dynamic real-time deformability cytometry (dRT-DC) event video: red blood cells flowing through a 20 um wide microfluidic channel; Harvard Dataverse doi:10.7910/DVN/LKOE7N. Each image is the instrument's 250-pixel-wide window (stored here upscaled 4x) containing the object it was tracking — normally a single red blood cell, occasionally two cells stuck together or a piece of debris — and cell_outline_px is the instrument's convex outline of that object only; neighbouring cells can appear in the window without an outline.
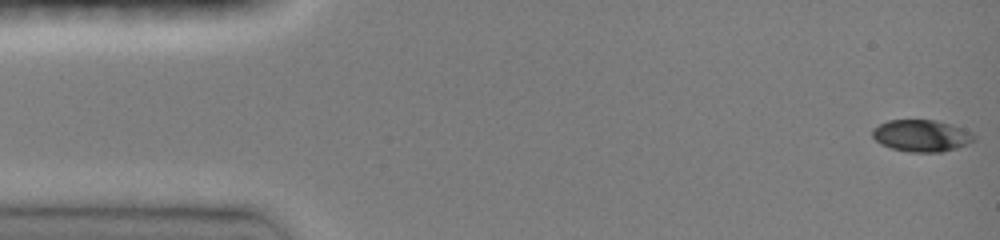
{"species": "common noctule bat (a hibernating species)", "species_latin": "Nyctalus noctula", "temperature_condition": "room temperature", "stored_images_in_passage": 48, "camera_frame_rate_fps": 3000, "um_per_image_px": 0.085, "animal": {"sex": "female", "body_mass_g": 19.0, "forearm_length_mm": 51.5}, "frame": {"image": 1, "passage_image": 1, "time_ms": 0.0, "image_size_px": [1000, 240], "cell_outline_px": [[976, 140], [956, 148], [940, 152], [908, 152], [892, 148], [880, 144], [872, 136], [872, 128], [888, 120], [936, 120], [952, 124], [972, 132], [976, 136]], "centroid_in_image_um": [78.33, 11.53], "position_along_channel_um": 6.7, "area_um2": 18.96}}
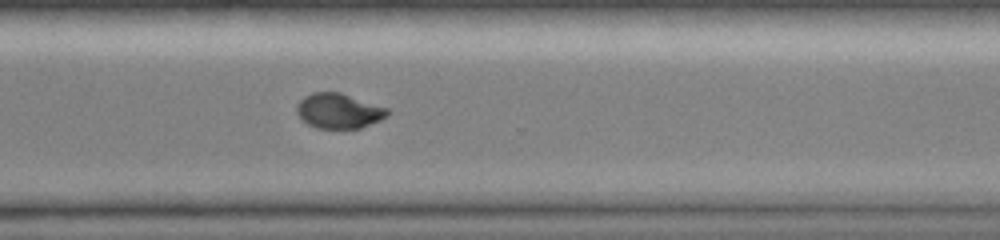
{"frame": {"image": 2, "passage_image": 35, "time_ms": 11.333, "image_size_px": [1000, 240], "cell_outline_px": [[388, 116], [380, 120], [360, 128], [316, 128], [308, 124], [296, 112], [296, 104], [304, 96], [312, 92], [340, 92], [388, 108]], "centroid_in_image_um": [28.78, 9.42], "position_along_channel_um": 341.8, "area_um2": 18.44}}
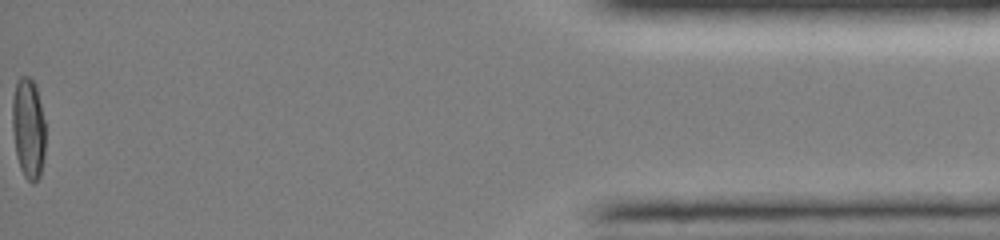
{"frame": {"image": 3, "passage_image": 48, "time_ms": 15.667, "image_size_px": [1000, 240], "cell_outline_px": [[44, 156], [40, 176], [32, 184], [24, 176], [20, 168], [16, 156], [12, 128], [12, 100], [16, 80], [20, 76], [28, 76], [36, 84], [44, 120]], "centroid_in_image_um": [2.39, 10.89], "position_along_channel_um": 432.8, "area_um2": 19.59}, "authors_computed_cell_mechanics": {"area_um2": 19.1318, "velocity_mm_per_s": 4.041, "shape_relaxation_time_tau1_ms": 7.3685, "shape_relaxation_time_tau2_ms": 2.9412, "deformation_change_tau1": 0.2354, "deformation_change_tau2": 0.0308}}